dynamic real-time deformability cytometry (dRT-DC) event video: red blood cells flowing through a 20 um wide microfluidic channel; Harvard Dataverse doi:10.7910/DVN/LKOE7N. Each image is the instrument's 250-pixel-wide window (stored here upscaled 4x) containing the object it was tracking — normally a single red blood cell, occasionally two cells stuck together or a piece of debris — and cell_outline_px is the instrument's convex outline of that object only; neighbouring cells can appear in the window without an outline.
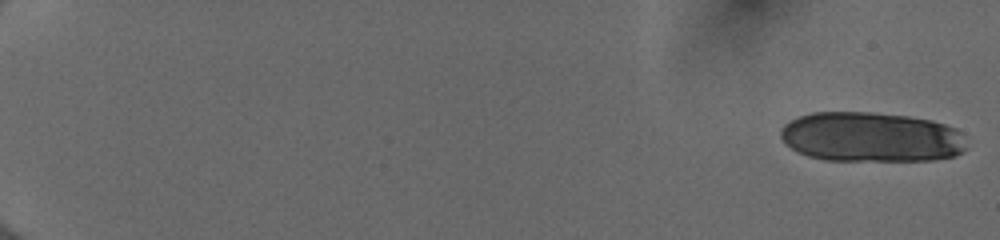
{"species": "human", "species_latin": "Homo sapiens", "temperature_condition": "cold", "stored_images_in_passage": 17, "camera_frame_rate_fps": 3000, "um_per_image_px": 0.085, "donor": {"sex": "female"}, "frame": {"image": 1, "passage_image": 1, "time_ms": 0.0, "image_size_px": [1000, 240], "cell_outline_px": [[968, 148], [964, 152], [956, 156], [932, 160], [824, 160], [808, 156], [796, 152], [784, 144], [780, 136], [780, 128], [784, 124], [800, 116], [812, 112], [872, 112], [908, 116], [932, 120], [956, 128]], "centroid_in_image_um": [74.02, 11.65], "position_along_channel_um": 11.0, "area_um2": 54.45}}
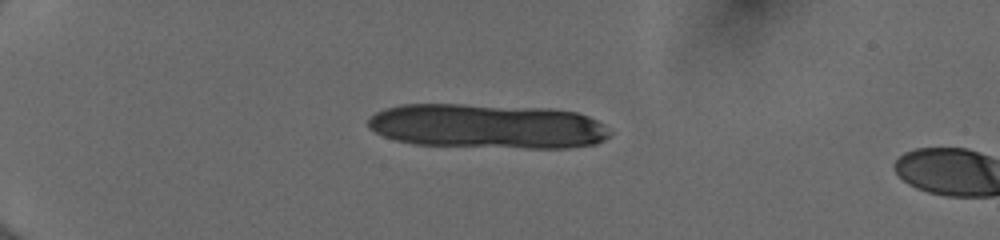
{"frame": {"image": 2, "passage_image": 15, "time_ms": 4.667, "image_size_px": [1000, 240], "cell_outline_px": [[612, 132], [604, 140], [596, 144], [568, 148], [524, 148], [412, 144], [396, 140], [384, 136], [368, 128], [368, 120], [376, 112], [388, 108], [404, 104], [460, 104], [548, 108], [576, 112], [588, 116], [604, 124]], "centroid_in_image_um": [41.46, 10.73], "position_along_channel_um": 43.5, "area_um2": 63.06}}